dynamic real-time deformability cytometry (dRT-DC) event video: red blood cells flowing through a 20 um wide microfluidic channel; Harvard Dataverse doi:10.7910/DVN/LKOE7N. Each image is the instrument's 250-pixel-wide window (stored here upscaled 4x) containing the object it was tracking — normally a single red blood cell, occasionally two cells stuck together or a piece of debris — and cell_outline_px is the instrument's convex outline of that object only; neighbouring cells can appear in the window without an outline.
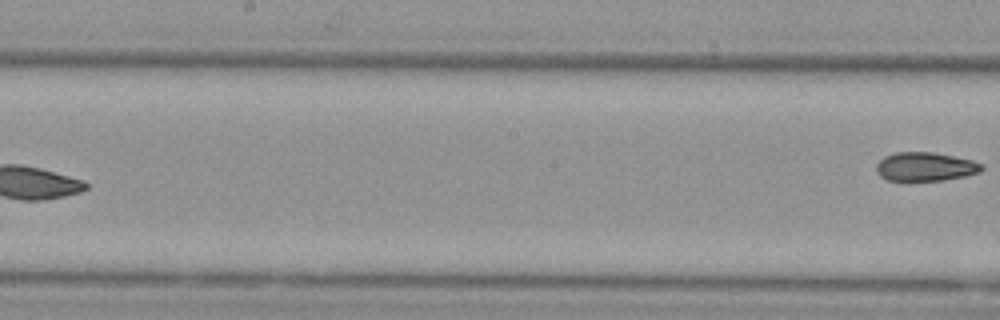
{"species": "Egyptian fruit bat (a non-hibernating species)", "species_latin": "Rousettus aegyptiacus", "temperature_condition": "cold", "stored_images_in_passage": 8, "segment_of_instrument_passage": [2, 2], "camera_frame_rate_fps": 3000, "um_per_image_px": 0.085, "animal": {"sex": "female"}, "frame": {"image": 1, "passage_image": 8, "time_ms": 9.0, "image_size_px": [1000, 320], "cell_outline_px": [[984, 168], [980, 172], [964, 176], [940, 180], [888, 180], [880, 176], [876, 172], [876, 164], [884, 156], [896, 152], [932, 152], [972, 160], [980, 164]], "centroid_in_image_um": [78.61, 14.16], "position_along_channel_um": 169.6, "area_um2": 17.46}}